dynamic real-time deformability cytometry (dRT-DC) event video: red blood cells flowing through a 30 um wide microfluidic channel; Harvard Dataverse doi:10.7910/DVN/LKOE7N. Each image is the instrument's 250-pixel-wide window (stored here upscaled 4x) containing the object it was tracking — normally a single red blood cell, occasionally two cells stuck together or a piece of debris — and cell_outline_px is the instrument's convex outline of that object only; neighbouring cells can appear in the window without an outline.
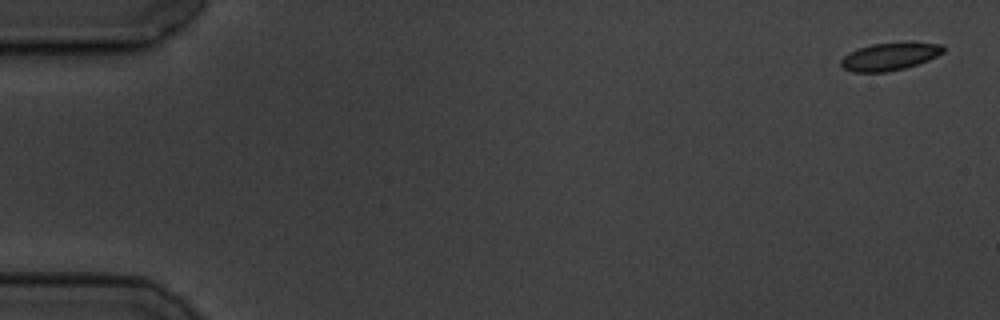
{"species": "common noctule bat (a hibernating species)", "species_latin": "Nyctalus noctula", "temperature_condition": "cold", "stored_images_in_passage": 9, "camera_frame_rate_fps": 3000, "um_per_image_px": 0.085, "animal": {"sex": "male", "body_mass_g": 19.5, "forearm_length_mm": 54.6}, "frame": {"image": 1, "passage_image": 1, "time_ms": 0.0, "image_size_px": [1000, 320], "cell_outline_px": [[944, 52], [928, 60], [904, 68], [888, 72], [852, 72], [844, 68], [840, 64], [840, 60], [848, 52], [872, 44], [912, 40], [944, 44]], "centroid_in_image_um": [75.67, 4.76], "position_along_channel_um": 9.3, "area_um2": 16.94}}
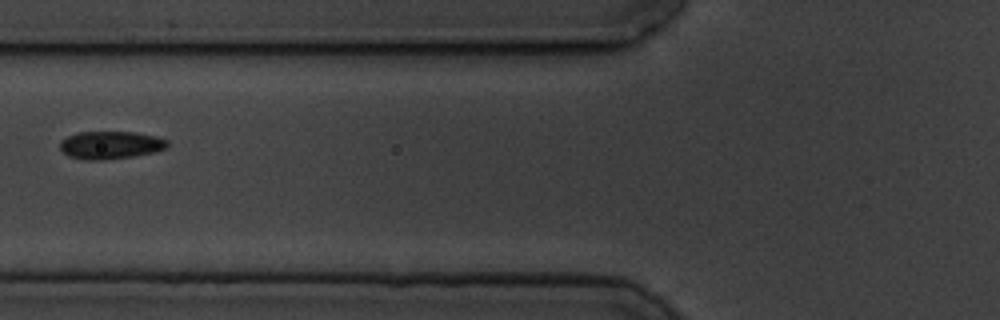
{"frame": {"image": 2, "passage_image": 7, "time_ms": 7.0, "image_size_px": [1000, 320], "cell_outline_px": [[168, 144], [164, 148], [152, 152], [132, 156], [100, 160], [84, 160], [68, 156], [60, 148], [60, 140], [68, 136], [80, 132], [136, 132], [156, 136], [168, 140]], "centroid_in_image_um": [9.36, 12.32], "position_along_channel_um": 116.4, "area_um2": 17.22}}
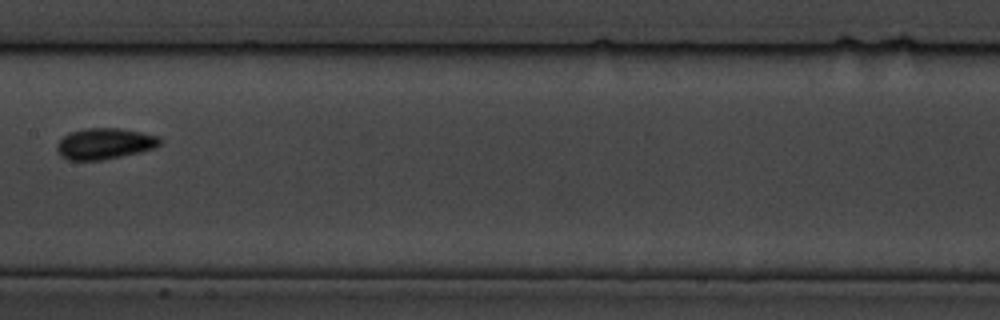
{"frame": {"image": 3, "passage_image": 9, "time_ms": 9.333, "image_size_px": [1000, 320], "cell_outline_px": [[164, 140], [160, 144], [152, 148], [140, 152], [100, 160], [68, 160], [60, 156], [56, 148], [56, 144], [68, 132], [88, 128], [120, 128], [160, 136]], "centroid_in_image_um": [8.88, 12.2], "position_along_channel_um": 198.5, "area_um2": 18.67}}